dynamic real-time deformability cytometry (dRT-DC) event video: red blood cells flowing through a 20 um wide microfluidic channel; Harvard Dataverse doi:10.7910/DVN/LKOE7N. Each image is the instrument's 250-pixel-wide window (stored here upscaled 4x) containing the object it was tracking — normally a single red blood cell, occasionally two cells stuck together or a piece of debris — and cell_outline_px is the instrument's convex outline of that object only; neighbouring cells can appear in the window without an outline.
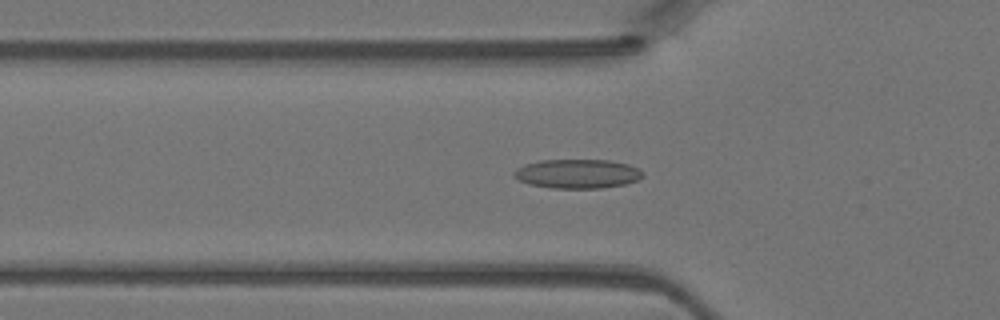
{"species": "Egyptian fruit bat (a non-hibernating species)", "species_latin": "Rousettus aegyptiacus", "temperature_condition": "warm", "stored_images_in_passage": 41, "camera_frame_rate_fps": 3000, "um_per_image_px": 0.085, "animal": {"sex": "female"}, "frame": {"image": 1, "passage_image": 11, "time_ms": 3.333, "image_size_px": [1000, 320], "cell_outline_px": [[644, 176], [636, 180], [624, 184], [600, 188], [552, 188], [528, 184], [512, 176], [512, 172], [516, 168], [524, 164], [540, 160], [608, 160], [628, 164], [640, 168], [644, 172]], "centroid_in_image_um": [49.06, 14.76], "position_along_channel_um": 76.7, "area_um2": 22.02}}
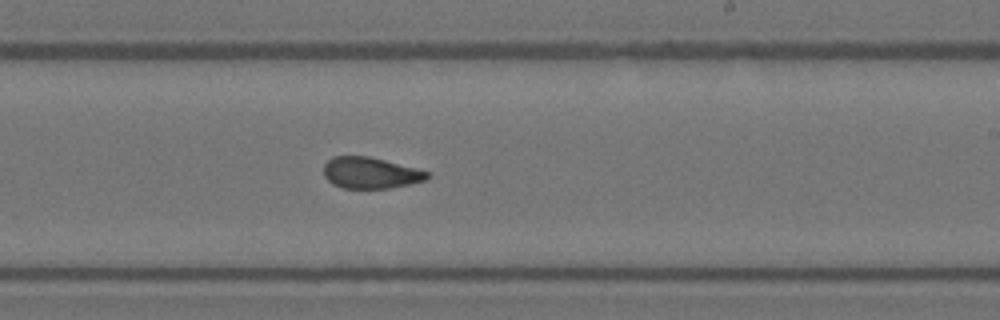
{"frame": {"image": 2, "passage_image": 23, "time_ms": 7.333, "image_size_px": [1000, 320], "cell_outline_px": [[428, 176], [424, 180], [408, 184], [388, 188], [344, 188], [332, 184], [324, 176], [324, 164], [332, 156], [368, 156], [416, 168], [428, 172]], "centroid_in_image_um": [31.43, 14.69], "position_along_channel_um": 257.6, "area_um2": 18.61}}
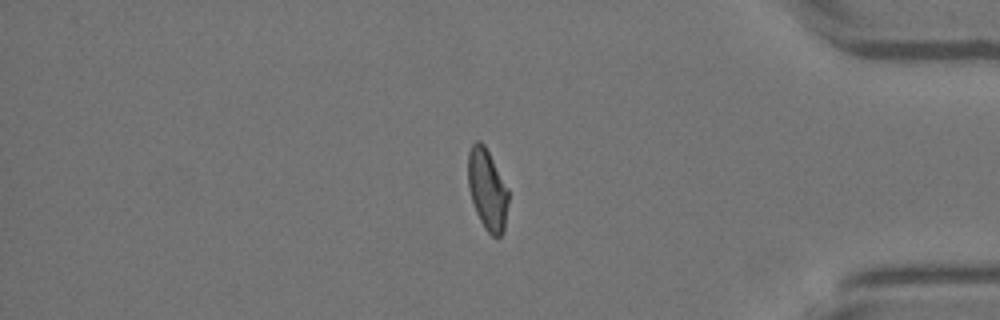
{"frame": {"image": 3, "passage_image": 34, "time_ms": 11.0, "image_size_px": [1000, 320], "cell_outline_px": [[508, 200], [504, 232], [500, 236], [492, 236], [484, 228], [476, 212], [468, 188], [468, 152], [472, 144], [476, 140], [480, 140], [484, 144], [508, 188]], "centroid_in_image_um": [41.41, 16.11], "position_along_channel_um": 393.8, "area_um2": 19.02}}